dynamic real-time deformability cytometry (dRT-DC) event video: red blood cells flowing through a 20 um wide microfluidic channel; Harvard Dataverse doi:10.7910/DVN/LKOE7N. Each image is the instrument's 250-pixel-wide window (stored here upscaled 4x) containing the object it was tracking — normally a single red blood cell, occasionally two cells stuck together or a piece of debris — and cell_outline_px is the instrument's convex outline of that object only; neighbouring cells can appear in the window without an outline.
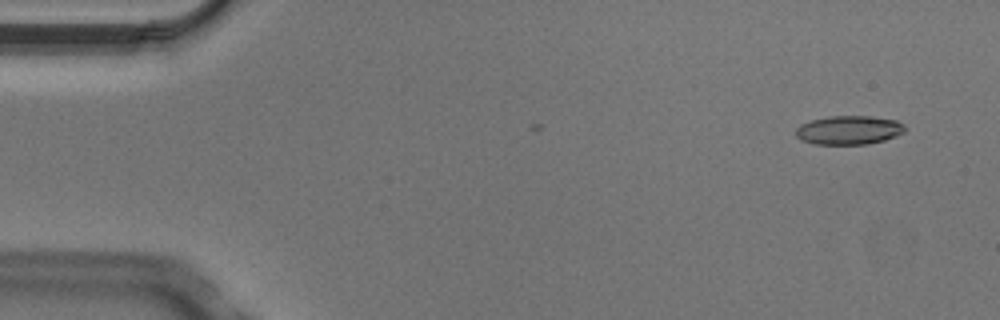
{"species": "Egyptian fruit bat (a non-hibernating species)", "species_latin": "Rousettus aegyptiacus", "temperature_condition": "cold", "stored_images_in_passage": 3, "camera_frame_rate_fps": 3000, "um_per_image_px": 0.085, "animal": {"sex": "male"}, "frame": {"image": 1, "passage_image": 1, "time_ms": 0.0, "image_size_px": [1000, 320], "cell_outline_px": [[904, 132], [896, 136], [884, 140], [868, 144], [816, 144], [800, 140], [796, 136], [796, 128], [800, 124], [812, 120], [828, 116], [872, 116], [896, 120], [904, 124]], "centroid_in_image_um": [72.15, 11.05], "position_along_channel_um": 12.9, "area_um2": 18.38}}